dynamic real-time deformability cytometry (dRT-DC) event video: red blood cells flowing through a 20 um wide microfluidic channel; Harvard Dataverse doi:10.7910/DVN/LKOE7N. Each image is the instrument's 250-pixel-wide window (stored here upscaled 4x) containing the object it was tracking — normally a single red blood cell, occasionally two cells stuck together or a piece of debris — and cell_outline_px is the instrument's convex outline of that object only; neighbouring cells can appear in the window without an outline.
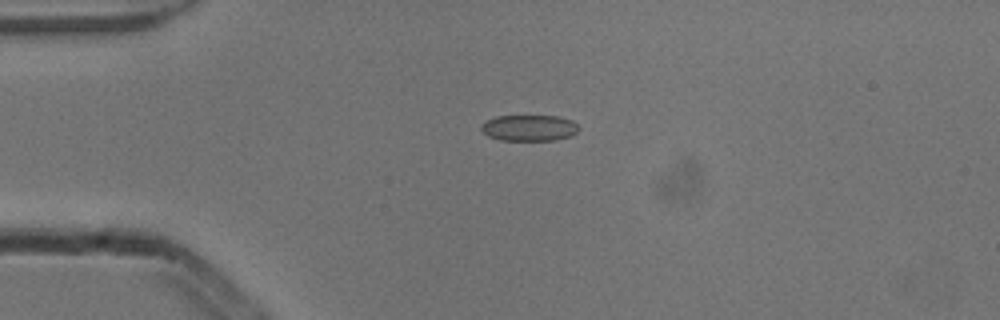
{"species": "common noctule bat (a hibernating species)", "species_latin": "Nyctalus noctula", "temperature_condition": "cold", "stored_images_in_passage": 4, "camera_frame_rate_fps": 3000, "um_per_image_px": 0.085, "animal": {"sex": "male", "body_mass_g": 13.3}, "frame": {"image": 1, "passage_image": 3, "time_ms": 0.667, "image_size_px": [1000, 320], "cell_outline_px": [[580, 128], [572, 136], [556, 140], [500, 140], [488, 136], [480, 128], [488, 120], [496, 116], [560, 116], [572, 120]], "centroid_in_image_um": [45.03, 10.87], "position_along_channel_um": 40.0, "area_um2": 14.8}}
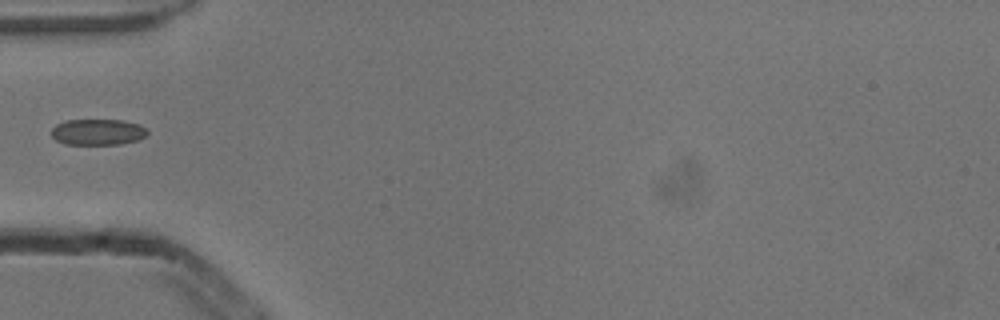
{"frame": {"image": 2, "passage_image": 4, "time_ms": 1.0, "image_size_px": [1000, 320], "cell_outline_px": [[148, 132], [144, 136], [136, 140], [120, 144], [64, 144], [56, 140], [52, 136], [52, 128], [56, 124], [68, 120], [124, 120], [140, 124], [148, 128]], "centroid_in_image_um": [8.32, 11.21], "position_along_channel_um": 76.7, "area_um2": 14.57}}